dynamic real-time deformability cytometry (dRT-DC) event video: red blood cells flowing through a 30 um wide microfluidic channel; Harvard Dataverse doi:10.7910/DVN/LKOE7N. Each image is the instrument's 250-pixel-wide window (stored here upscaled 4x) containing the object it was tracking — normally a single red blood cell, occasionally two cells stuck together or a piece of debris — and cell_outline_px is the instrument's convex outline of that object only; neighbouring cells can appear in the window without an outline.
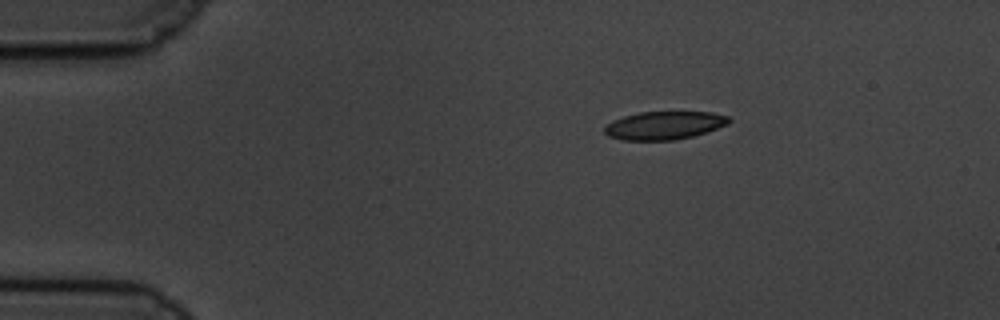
{"species": "common noctule bat (a hibernating species)", "species_latin": "Nyctalus noctula", "temperature_condition": "cold", "stored_images_in_passage": 47, "camera_frame_rate_fps": 3000, "um_per_image_px": 0.085, "animal": {"sex": "male", "body_mass_g": 19.5, "forearm_length_mm": 54.6}, "frame": {"image": 1, "passage_image": 1, "time_ms": 0.0, "image_size_px": [1000, 320], "cell_outline_px": [[732, 120], [728, 124], [708, 132], [692, 136], [672, 140], [620, 140], [608, 136], [604, 132], [604, 128], [612, 120], [624, 116], [640, 112], [712, 112], [728, 116]], "centroid_in_image_um": [56.47, 10.66], "position_along_channel_um": 28.5, "area_um2": 20.46}}
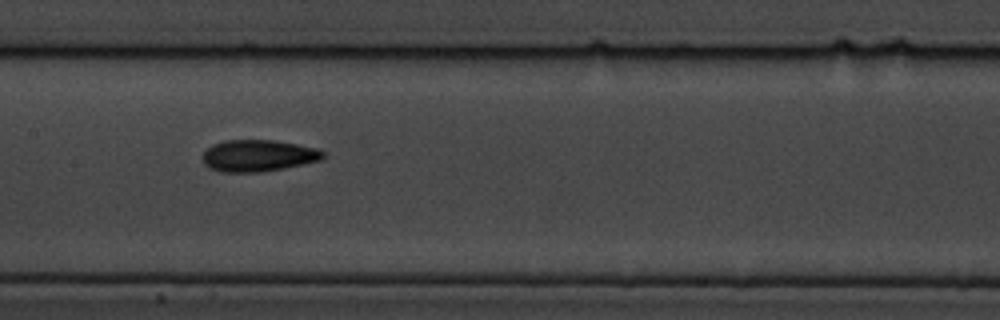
{"frame": {"image": 2, "passage_image": 19, "time_ms": 6.0, "image_size_px": [1000, 320], "cell_outline_px": [[324, 156], [320, 160], [304, 164], [264, 172], [220, 172], [208, 168], [204, 164], [204, 152], [212, 144], [224, 140], [276, 140], [320, 148], [324, 152]], "centroid_in_image_um": [21.96, 13.23], "position_along_channel_um": 185.4, "area_um2": 22.48}}
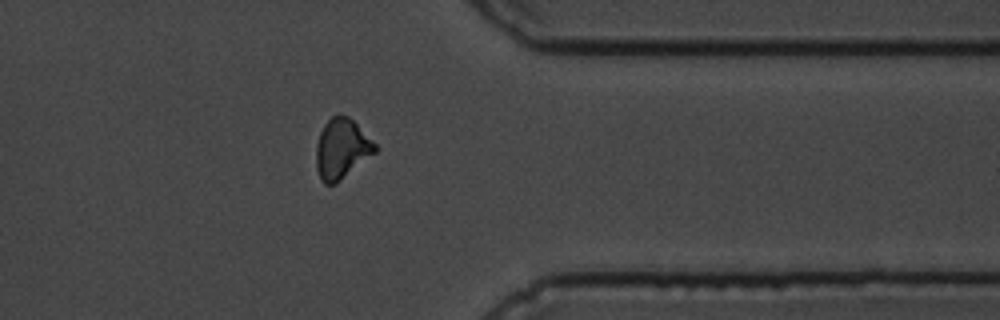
{"frame": {"image": 3, "passage_image": 36, "time_ms": 11.667, "image_size_px": [1000, 320], "cell_outline_px": [[376, 152], [336, 184], [324, 184], [320, 180], [316, 168], [316, 144], [320, 132], [324, 124], [332, 116], [348, 116], [376, 144]], "centroid_in_image_um": [29.01, 12.68], "position_along_channel_um": 382.4, "area_um2": 20.46}, "authors_computed_cell_mechanics": {"area_um2": 20.9236, "velocity_mm_per_s": 3.6261, "shape_relaxation_time_tau1_ms": 4.3249, "shape_relaxation_time_tau2_ms": 3.8639, "deformation_change_tau1": 0.1254, "deformation_change_tau2": 0.1013}}